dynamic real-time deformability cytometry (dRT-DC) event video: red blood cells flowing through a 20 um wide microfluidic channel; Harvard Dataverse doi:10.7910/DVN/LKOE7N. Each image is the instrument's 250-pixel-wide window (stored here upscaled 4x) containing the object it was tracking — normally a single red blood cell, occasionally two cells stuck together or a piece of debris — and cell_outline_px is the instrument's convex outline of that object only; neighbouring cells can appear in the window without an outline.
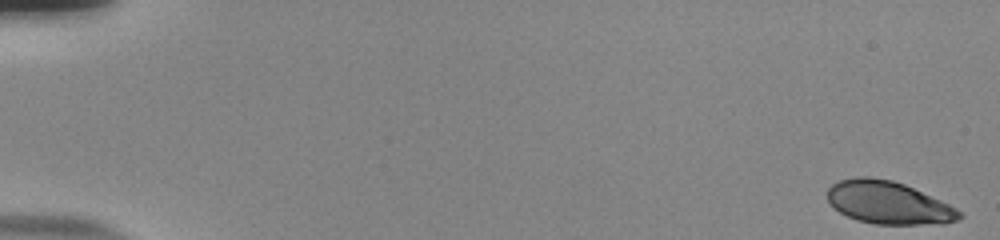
{"species": "human", "species_latin": "Homo sapiens", "temperature_condition": "room temperature", "stored_images_in_passage": 54, "camera_frame_rate_fps": 3000, "um_per_image_px": 0.085, "donor": {"sex": "male"}, "frame": {"image": 1, "passage_image": 1, "time_ms": 0.0, "image_size_px": [1000, 240], "cell_outline_px": [[964, 216], [960, 220], [944, 224], [876, 224], [856, 220], [840, 212], [828, 200], [828, 188], [832, 184], [840, 180], [856, 176], [868, 176], [892, 180], [904, 184], [940, 200], [956, 208]], "centroid_in_image_um": [75.53, 17.23], "position_along_channel_um": 9.5, "area_um2": 32.77}}
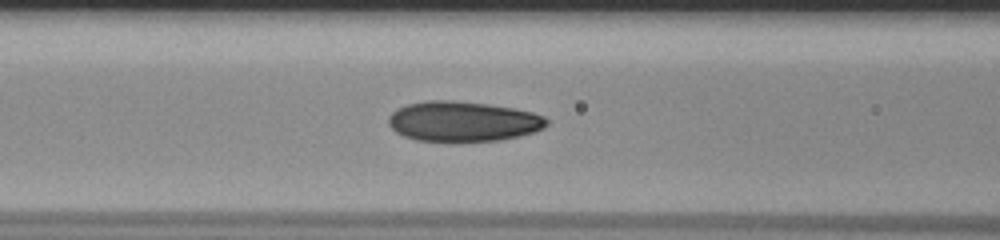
{"frame": {"image": 2, "passage_image": 24, "time_ms": 7.667, "image_size_px": [1000, 240], "cell_outline_px": [[548, 124], [544, 128], [536, 132], [520, 136], [500, 140], [416, 140], [404, 136], [396, 132], [388, 124], [388, 116], [396, 108], [408, 104], [428, 100], [452, 100], [488, 104], [516, 108], [532, 112], [544, 116], [548, 120]], "centroid_in_image_um": [39.37, 10.3], "position_along_channel_um": 127.2, "area_um2": 36.93}}
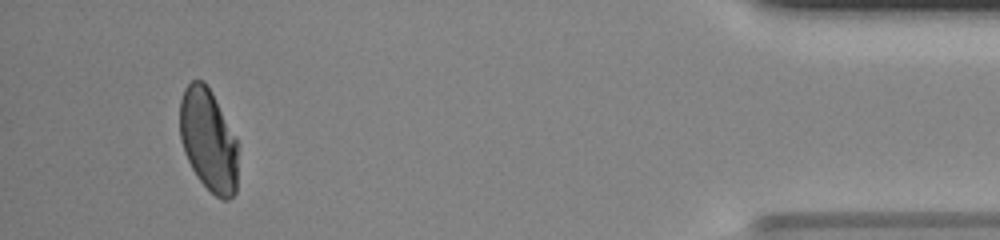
{"frame": {"image": 3, "passage_image": 51, "time_ms": 16.667, "image_size_px": [1000, 240], "cell_outline_px": [[236, 192], [228, 200], [224, 200], [216, 196], [196, 176], [184, 152], [180, 140], [180, 100], [184, 88], [192, 80], [204, 80], [212, 92], [236, 140]], "centroid_in_image_um": [17.68, 11.89], "position_along_channel_um": 417.5, "area_um2": 34.28}, "authors_computed_cell_mechanics": {"area_um2": 35.8938, "velocity_mm_per_s": 3.879, "shape_relaxation_time_tau1_ms": 5.7446, "shape_relaxation_time_tau2_ms": 1.0455, "deformation_change_tau1": 0.1675, "deformation_change_tau2": 0.036}}